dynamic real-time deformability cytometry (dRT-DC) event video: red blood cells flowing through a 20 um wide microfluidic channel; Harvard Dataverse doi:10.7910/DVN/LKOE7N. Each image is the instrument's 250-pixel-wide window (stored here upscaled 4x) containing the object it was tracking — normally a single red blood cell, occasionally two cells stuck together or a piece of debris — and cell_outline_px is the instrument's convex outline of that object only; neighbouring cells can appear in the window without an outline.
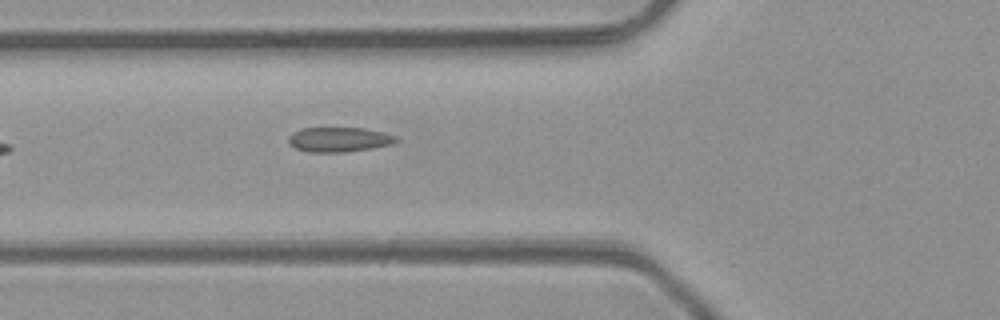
{"species": "common noctule bat (a hibernating species)", "species_latin": "Nyctalus noctula", "temperature_condition": "room temperature", "stored_images_in_passage": 4, "camera_frame_rate_fps": 3000, "um_per_image_px": 0.085, "animal": {"sex": "male", "body_mass_g": 23.1, "forearm_length_mm": 52.7}, "frame": {"image": 1, "passage_image": 4, "time_ms": 3.667, "image_size_px": [1000, 320], "cell_outline_px": [[400, 140], [392, 144], [372, 148], [344, 152], [308, 152], [296, 148], [288, 144], [288, 136], [292, 132], [300, 128], [364, 128], [384, 132], [396, 136]], "centroid_in_image_um": [28.8, 11.85], "position_along_channel_um": 97.0, "area_um2": 15.66}}